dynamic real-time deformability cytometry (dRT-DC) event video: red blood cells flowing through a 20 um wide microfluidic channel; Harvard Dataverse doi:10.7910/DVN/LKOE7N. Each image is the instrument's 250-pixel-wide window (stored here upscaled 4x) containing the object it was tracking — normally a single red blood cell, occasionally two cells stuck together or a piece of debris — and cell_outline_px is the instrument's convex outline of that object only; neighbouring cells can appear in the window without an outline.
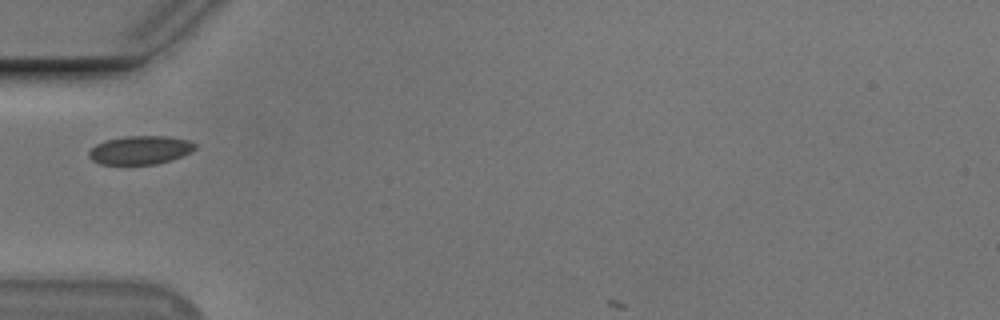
{"species": "Egyptian fruit bat (a non-hibernating species)", "species_latin": "Rousettus aegyptiacus", "temperature_condition": "cold", "stored_images_in_passage": 20, "camera_frame_rate_fps": 3000, "um_per_image_px": 0.085, "animal": {"sex": "male"}, "frame": {"image": 1, "passage_image": 1, "time_ms": 0.0, "image_size_px": [1000, 320], "cell_outline_px": [[196, 148], [172, 160], [156, 164], [100, 164], [92, 160], [88, 156], [88, 152], [96, 144], [108, 140], [124, 136], [168, 136], [188, 140], [196, 144]], "centroid_in_image_um": [11.9, 12.75], "position_along_channel_um": 73.1, "area_um2": 17.51}}
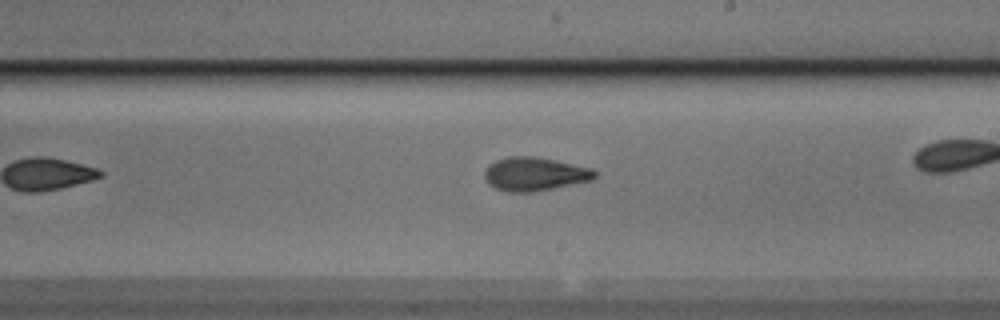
{"frame": {"image": 2, "passage_image": 12, "time_ms": 3.667, "image_size_px": [1000, 320], "cell_outline_px": [[596, 176], [592, 180], [532, 192], [508, 192], [496, 188], [488, 184], [484, 176], [484, 172], [496, 160], [508, 156], [540, 156], [592, 168], [596, 172]], "centroid_in_image_um": [45.46, 14.78], "position_along_channel_um": 243.5, "area_um2": 21.56}}